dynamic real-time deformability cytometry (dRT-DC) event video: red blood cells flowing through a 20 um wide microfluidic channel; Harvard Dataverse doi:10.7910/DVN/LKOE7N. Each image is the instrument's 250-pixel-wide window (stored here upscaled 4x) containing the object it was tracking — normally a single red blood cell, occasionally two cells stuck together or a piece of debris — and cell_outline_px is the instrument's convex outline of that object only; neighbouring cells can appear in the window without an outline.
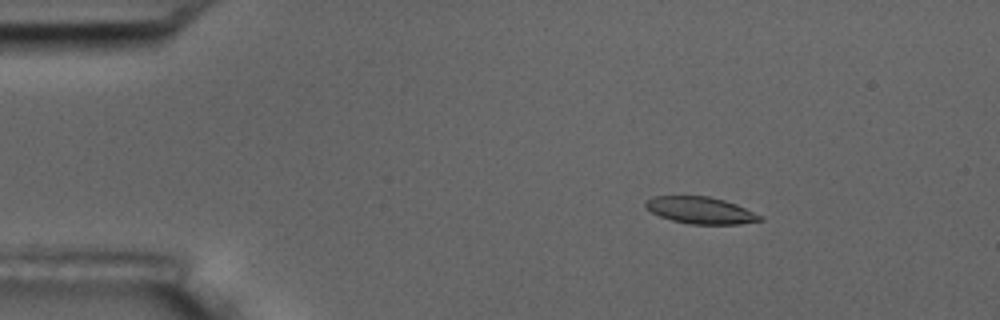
{"species": "common noctule bat (a hibernating species)", "species_latin": "Nyctalus noctula", "temperature_condition": "room temperature", "stored_images_in_passage": 4, "camera_frame_rate_fps": 3000, "um_per_image_px": 0.085, "animal": {"sex": "male", "body_mass_g": 17.5, "forearm_length_mm": 52.3}, "frame": {"image": 1, "passage_image": 1, "time_ms": 0.0, "image_size_px": [1000, 320], "cell_outline_px": [[764, 220], [740, 224], [688, 224], [672, 220], [660, 216], [644, 208], [644, 200], [652, 196], [708, 196], [724, 200], [736, 204], [764, 216]], "centroid_in_image_um": [59.53, 17.87], "position_along_channel_um": 25.5, "area_um2": 18.09}}
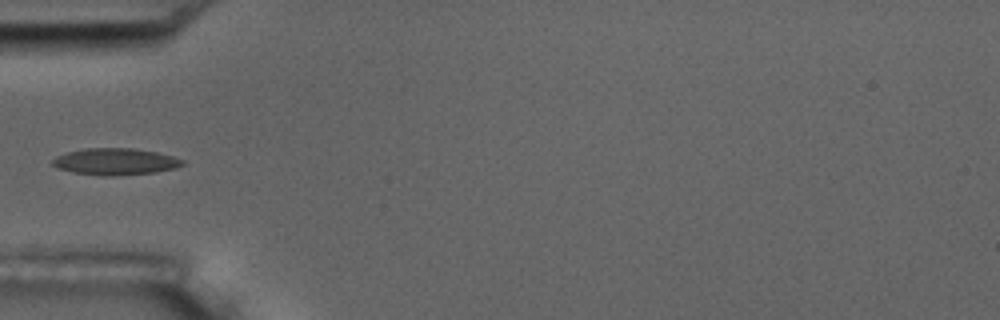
{"frame": {"image": 2, "passage_image": 4, "time_ms": 3.333, "image_size_px": [1000, 320], "cell_outline_px": [[184, 164], [176, 168], [156, 172], [112, 176], [108, 176], [72, 172], [56, 168], [52, 164], [52, 160], [56, 156], [68, 152], [88, 148], [136, 148], [156, 152], [172, 156], [184, 160]], "centroid_in_image_um": [9.81, 13.73], "position_along_channel_um": 75.2, "area_um2": 20.17}}